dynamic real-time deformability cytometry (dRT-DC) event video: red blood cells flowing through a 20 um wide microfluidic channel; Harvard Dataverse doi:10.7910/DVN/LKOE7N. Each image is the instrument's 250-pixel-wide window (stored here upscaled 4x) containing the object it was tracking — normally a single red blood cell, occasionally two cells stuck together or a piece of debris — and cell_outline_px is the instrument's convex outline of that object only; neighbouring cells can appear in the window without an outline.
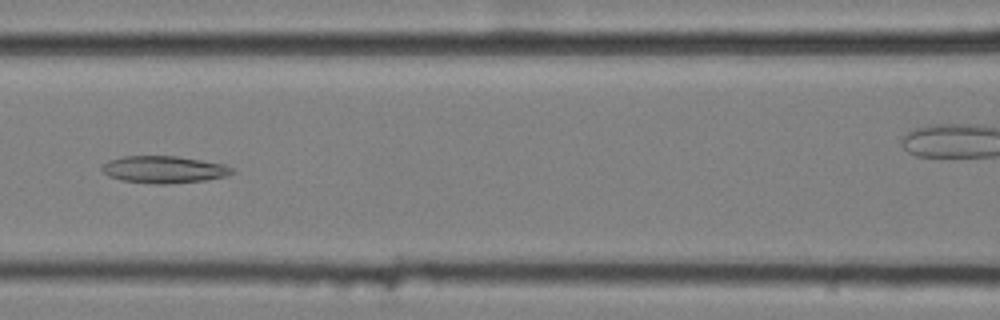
{"species": "common noctule bat (a hibernating species)", "species_latin": "Nyctalus noctula", "temperature_condition": "cold", "stored_images_in_passage": 10, "camera_frame_rate_fps": 3000, "um_per_image_px": 0.085, "animal": {"sex": "female", "body_mass_g": 25.1}, "frame": {"image": 1, "passage_image": 6, "time_ms": 1.667, "image_size_px": [1000, 320], "cell_outline_px": [[236, 172], [224, 176], [204, 180], [164, 184], [156, 184], [120, 180], [108, 176], [100, 168], [108, 160], [124, 156], [176, 156], [224, 164], [232, 168]], "centroid_in_image_um": [13.9, 14.4], "position_along_channel_um": 152.7, "area_um2": 20.4}}